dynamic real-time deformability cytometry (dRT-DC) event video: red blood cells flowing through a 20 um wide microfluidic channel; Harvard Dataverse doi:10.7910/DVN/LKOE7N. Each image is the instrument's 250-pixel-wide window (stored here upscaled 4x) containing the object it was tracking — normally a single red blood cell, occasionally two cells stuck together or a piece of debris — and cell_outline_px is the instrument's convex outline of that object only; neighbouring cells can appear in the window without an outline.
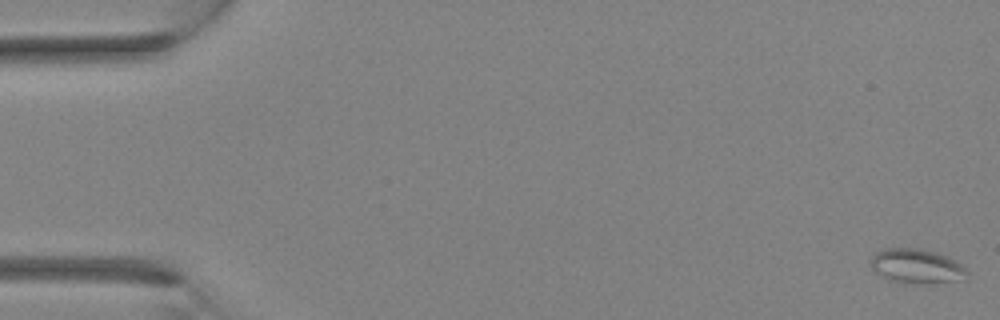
{"species": "Egyptian fruit bat (a non-hibernating species)", "species_latin": "Rousettus aegyptiacus", "temperature_condition": "room temperature", "stored_images_in_passage": 4, "camera_frame_rate_fps": 3000, "um_per_image_px": 0.085, "animal": {"sex": "female"}, "frame": {"image": 1, "passage_image": 1, "time_ms": 0.0, "image_size_px": [1000, 320], "cell_outline_px": [[968, 272], [964, 280], [924, 284], [920, 284], [888, 280], [876, 272], [872, 268], [872, 256], [876, 252], [884, 248], [920, 248], [936, 252], [968, 268]], "centroid_in_image_um": [77.93, 22.63], "position_along_channel_um": 7.1, "area_um2": 19.31}}
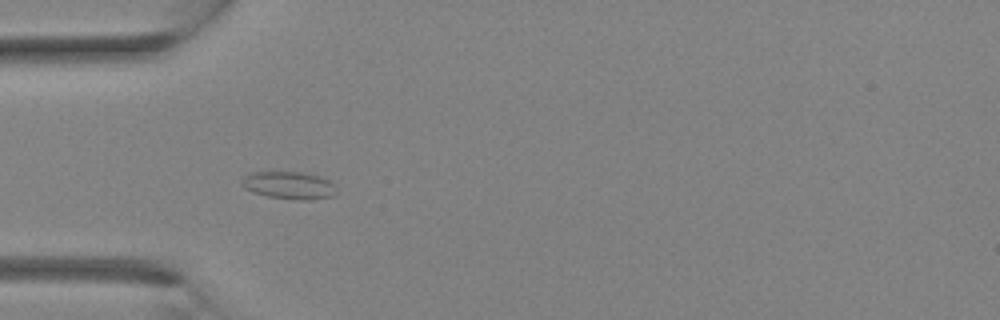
{"frame": {"image": 2, "passage_image": 4, "time_ms": 1.0, "image_size_px": [1000, 320], "cell_outline_px": [[336, 196], [308, 200], [300, 200], [268, 196], [252, 192], [244, 188], [240, 184], [244, 176], [252, 172], [304, 172], [320, 176], [328, 180], [332, 184]], "centroid_in_image_um": [24.54, 15.75], "position_along_channel_um": 60.5, "area_um2": 15.14}}